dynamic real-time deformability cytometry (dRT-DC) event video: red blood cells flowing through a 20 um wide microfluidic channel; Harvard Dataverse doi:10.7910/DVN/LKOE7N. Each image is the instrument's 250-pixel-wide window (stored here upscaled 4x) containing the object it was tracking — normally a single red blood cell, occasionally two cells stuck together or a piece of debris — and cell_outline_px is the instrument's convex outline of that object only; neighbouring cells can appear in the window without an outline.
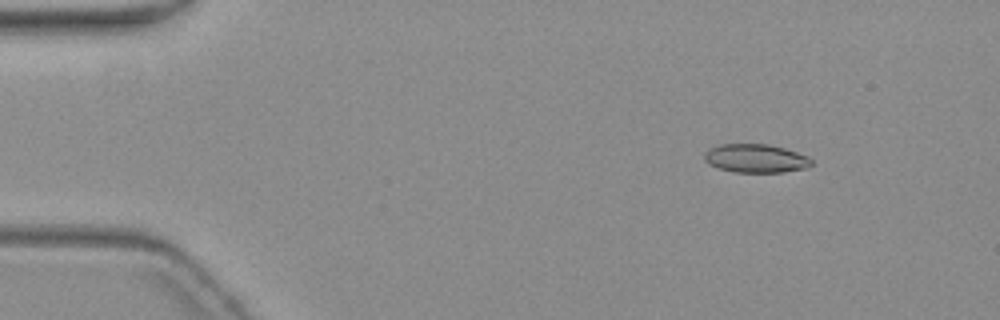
{"species": "common noctule bat (a hibernating species)", "species_latin": "Nyctalus noctula", "temperature_condition": "warm", "stored_images_in_passage": 7, "camera_frame_rate_fps": 3000, "um_per_image_px": 0.085, "animal": {"sex": "female", "body_mass_g": 19.3, "forearm_length_mm": 54.1}, "frame": {"image": 1, "passage_image": 3, "time_ms": 2.333, "image_size_px": [1000, 320], "cell_outline_px": [[812, 164], [808, 168], [784, 172], [732, 172], [708, 164], [704, 160], [704, 152], [708, 148], [720, 144], [768, 144], [784, 148], [808, 156], [812, 160]], "centroid_in_image_um": [64.22, 13.46], "position_along_channel_um": 20.8, "area_um2": 17.98}}
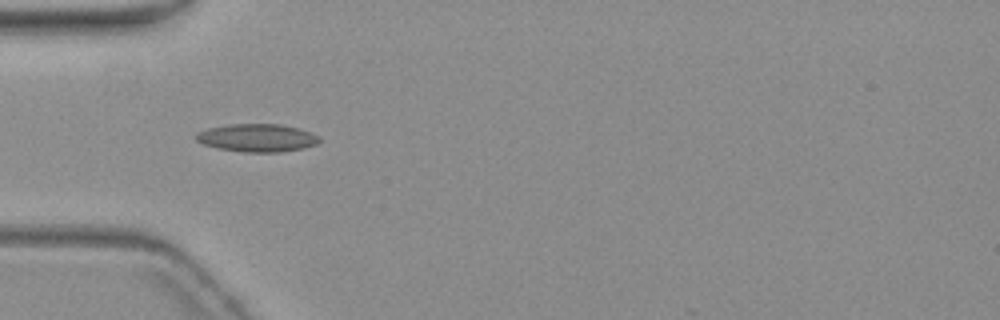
{"frame": {"image": 2, "passage_image": 6, "time_ms": 6.0, "image_size_px": [1000, 320], "cell_outline_px": [[320, 140], [316, 144], [304, 148], [280, 152], [244, 152], [216, 148], [204, 144], [196, 140], [196, 132], [208, 128], [232, 124], [280, 124], [296, 128], [320, 136]], "centroid_in_image_um": [21.84, 11.72], "position_along_channel_um": 63.2, "area_um2": 19.94}}
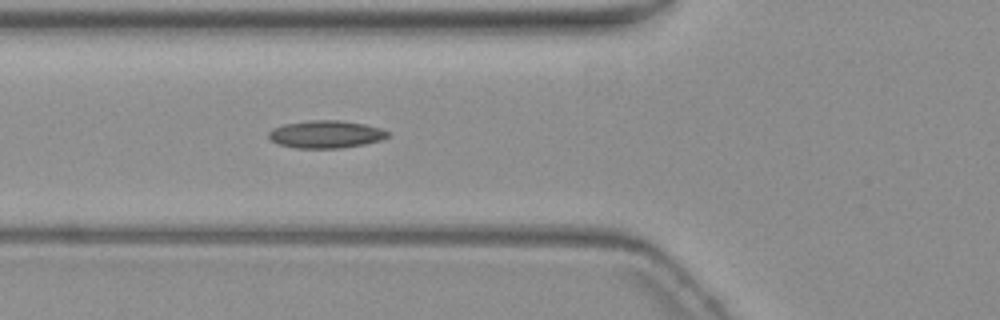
{"frame": {"image": 3, "passage_image": 7, "time_ms": 7.0, "image_size_px": [1000, 320], "cell_outline_px": [[388, 136], [384, 140], [364, 144], [340, 148], [296, 148], [276, 144], [268, 136], [268, 132], [272, 128], [284, 124], [308, 120], [340, 120], [364, 124], [380, 128], [388, 132]], "centroid_in_image_um": [27.68, 11.41], "position_along_channel_um": 98.1, "area_um2": 19.25}}